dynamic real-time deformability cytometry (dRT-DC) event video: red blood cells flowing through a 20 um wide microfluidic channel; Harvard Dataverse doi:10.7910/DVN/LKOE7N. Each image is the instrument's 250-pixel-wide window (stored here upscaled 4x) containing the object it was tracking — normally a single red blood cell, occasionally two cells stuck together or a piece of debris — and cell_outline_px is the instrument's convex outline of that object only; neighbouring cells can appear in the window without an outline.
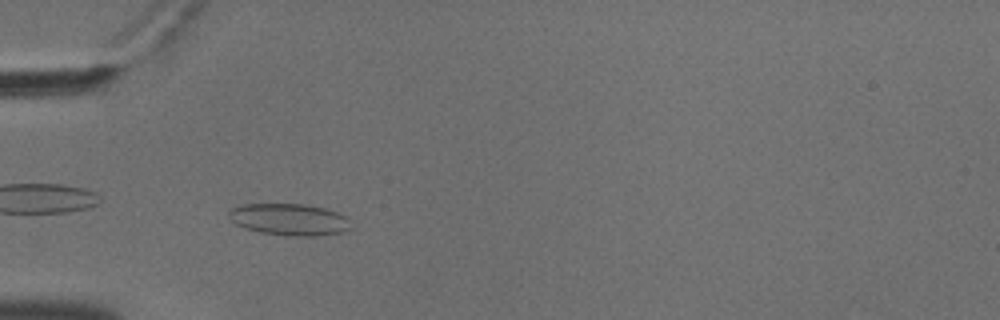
{"species": "common noctule bat (a hibernating species)", "species_latin": "Nyctalus noctula", "temperature_condition": "cold", "stored_images_in_passage": 41, "camera_frame_rate_fps": 3000, "um_per_image_px": 0.085, "animal": {"sex": "male", "body_mass_g": 18.8}, "frame": {"image": 1, "passage_image": 3, "time_ms": 0.667, "image_size_px": [1000, 320], "cell_outline_px": [[352, 228], [344, 232], [316, 236], [292, 236], [260, 232], [244, 228], [236, 224], [228, 216], [228, 212], [232, 208], [244, 204], [304, 204], [324, 208], [348, 216]], "centroid_in_image_um": [24.63, 18.66], "position_along_channel_um": 60.4, "area_um2": 22.72}}
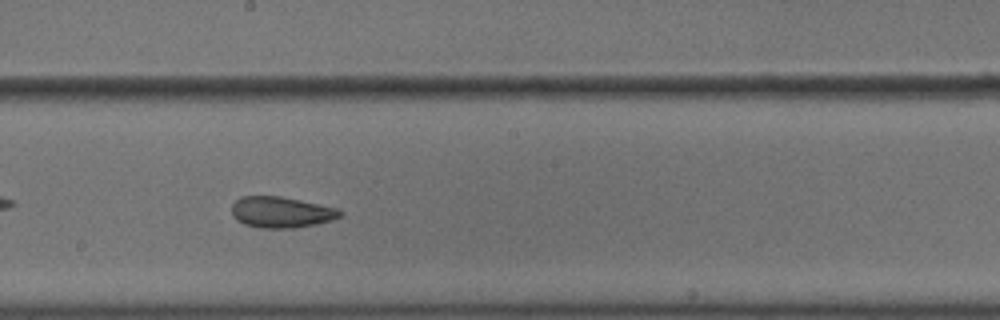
{"frame": {"image": 2, "passage_image": 17, "time_ms": 5.333, "image_size_px": [1000, 320], "cell_outline_px": [[344, 212], [340, 216], [332, 220], [316, 224], [292, 228], [260, 228], [244, 224], [236, 220], [232, 216], [232, 204], [240, 196], [280, 196], [340, 208]], "centroid_in_image_um": [23.91, 18.03], "position_along_channel_um": 224.3, "area_um2": 19.77}}
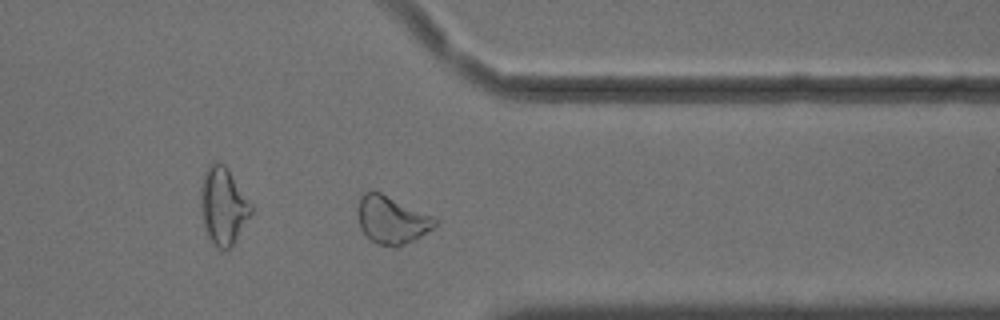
{"frame": {"image": 3, "passage_image": 30, "time_ms": 9.667, "image_size_px": [1000, 320], "cell_outline_px": [[440, 224], [420, 236], [404, 244], [376, 244], [360, 228], [356, 212], [356, 208], [360, 196], [364, 192], [380, 192], [432, 216], [440, 220]], "centroid_in_image_um": [33.28, 18.66], "position_along_channel_um": 378.1, "area_um2": 21.1}, "authors_computed_cell_mechanics": {"area_um2": 20.23, "velocity_mm_per_s": 3.6122, "shape_relaxation_time_tau1_ms": null, "shape_relaxation_time_tau2_ms": 2.3218, "deformation_change_tau1": null, "deformation_change_tau2": 0.0899}}